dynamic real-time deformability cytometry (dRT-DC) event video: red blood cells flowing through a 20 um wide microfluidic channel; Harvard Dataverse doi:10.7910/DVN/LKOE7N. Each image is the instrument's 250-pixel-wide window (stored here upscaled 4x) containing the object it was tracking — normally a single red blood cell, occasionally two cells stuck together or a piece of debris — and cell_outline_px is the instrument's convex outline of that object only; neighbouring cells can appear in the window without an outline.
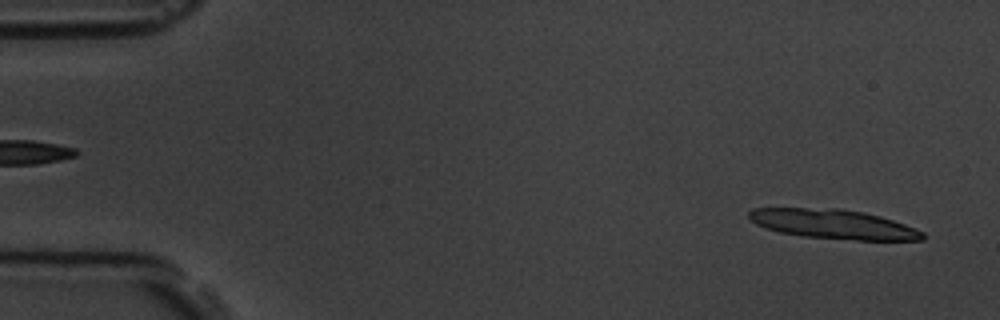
{"species": "common noctule bat (a hibernating species)", "species_latin": "Nyctalus noctula", "temperature_condition": "room temperature", "stored_images_in_passage": 5, "segment_of_instrument_passage": [2, 2], "camera_frame_rate_fps": 3000, "um_per_image_px": 0.085, "animal": {"sex": "male", "body_mass_g": 19.5, "forearm_length_mm": 54.6}, "frame": {"image": 1, "passage_image": 5, "time_ms": 5.333, "image_size_px": [1000, 320], "cell_outline_px": [[924, 240], [856, 240], [800, 236], [780, 232], [764, 228], [756, 224], [748, 216], [748, 212], [752, 208], [840, 208], [864, 212], [880, 216], [916, 228], [924, 232]], "centroid_in_image_um": [70.83, 19.05], "position_along_channel_um": 14.2, "area_um2": 29.88}}